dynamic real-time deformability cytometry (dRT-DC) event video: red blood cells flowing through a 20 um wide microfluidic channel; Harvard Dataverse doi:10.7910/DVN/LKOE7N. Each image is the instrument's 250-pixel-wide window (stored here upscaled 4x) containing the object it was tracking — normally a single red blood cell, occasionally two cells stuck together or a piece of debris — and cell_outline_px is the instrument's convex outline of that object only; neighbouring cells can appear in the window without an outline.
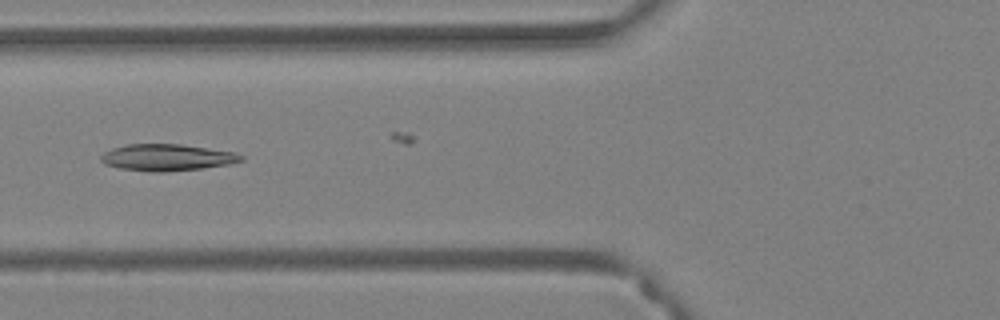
{"species": "Egyptian fruit bat (a non-hibernating species)", "species_latin": "Rousettus aegyptiacus", "temperature_condition": "warm", "stored_images_in_passage": 42, "camera_frame_rate_fps": 3000, "um_per_image_px": 0.085, "animal": {"sex": "female"}, "frame": {"image": 1, "passage_image": 21, "time_ms": 6.667, "image_size_px": [1000, 320], "cell_outline_px": [[244, 160], [228, 164], [204, 168], [164, 172], [152, 172], [120, 168], [104, 164], [100, 160], [100, 156], [104, 152], [112, 148], [124, 144], [180, 144], [236, 152], [244, 156]], "centroid_in_image_um": [14.19, 13.38], "position_along_channel_um": 111.6, "area_um2": 21.91}}
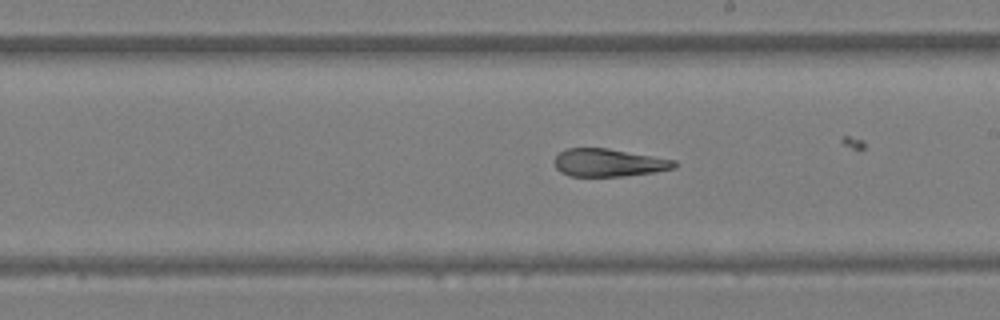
{"frame": {"image": 2, "passage_image": 31, "time_ms": 10.0, "image_size_px": [1000, 320], "cell_outline_px": [[676, 168], [652, 172], [624, 176], [568, 176], [560, 172], [556, 168], [552, 160], [560, 152], [568, 148], [608, 148], [676, 160]], "centroid_in_image_um": [51.7, 13.83], "position_along_channel_um": 237.3, "area_um2": 19.48}}
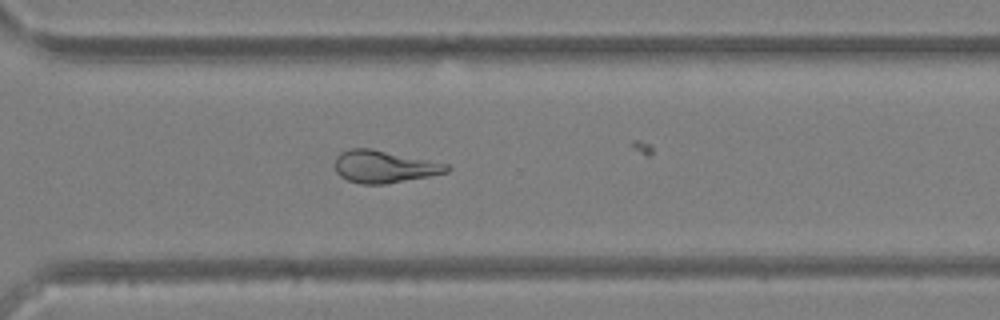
{"frame": {"image": 3, "passage_image": 39, "time_ms": 12.667, "image_size_px": [1000, 320], "cell_outline_px": [[452, 168], [448, 172], [428, 176], [384, 184], [360, 184], [348, 180], [340, 176], [336, 172], [336, 156], [340, 152], [348, 148], [372, 148], [448, 164]], "centroid_in_image_um": [32.64, 14.15], "position_along_channel_um": 338.0, "area_um2": 21.04}}